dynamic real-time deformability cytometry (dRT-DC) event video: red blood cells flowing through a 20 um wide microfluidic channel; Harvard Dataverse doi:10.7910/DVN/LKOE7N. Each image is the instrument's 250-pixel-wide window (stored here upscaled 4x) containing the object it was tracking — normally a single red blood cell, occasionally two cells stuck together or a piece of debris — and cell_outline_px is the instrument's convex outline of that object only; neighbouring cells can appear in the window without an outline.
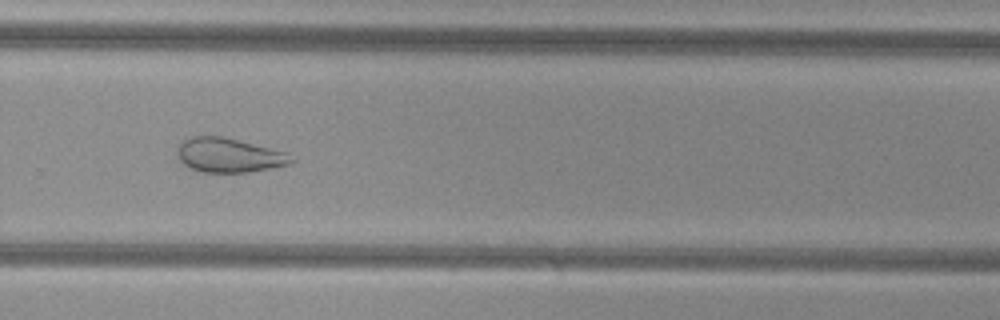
{"species": "common noctule bat (a hibernating species)", "species_latin": "Nyctalus noctula", "temperature_condition": "cold", "stored_images_in_passage": 40, "camera_frame_rate_fps": 3000, "um_per_image_px": 0.085, "animal": {"sex": "female", "body_mass_g": 29.2, "forearm_length_mm": 56.3}, "frame": {"image": 1, "passage_image": 23, "time_ms": 7.333, "image_size_px": [1000, 320], "cell_outline_px": [[296, 160], [292, 164], [272, 168], [248, 172], [200, 172], [188, 168], [180, 160], [176, 152], [176, 148], [180, 140], [188, 136], [224, 136], [288, 152]], "centroid_in_image_um": [19.45, 13.18], "position_along_channel_um": 310.3, "area_um2": 23.41}}